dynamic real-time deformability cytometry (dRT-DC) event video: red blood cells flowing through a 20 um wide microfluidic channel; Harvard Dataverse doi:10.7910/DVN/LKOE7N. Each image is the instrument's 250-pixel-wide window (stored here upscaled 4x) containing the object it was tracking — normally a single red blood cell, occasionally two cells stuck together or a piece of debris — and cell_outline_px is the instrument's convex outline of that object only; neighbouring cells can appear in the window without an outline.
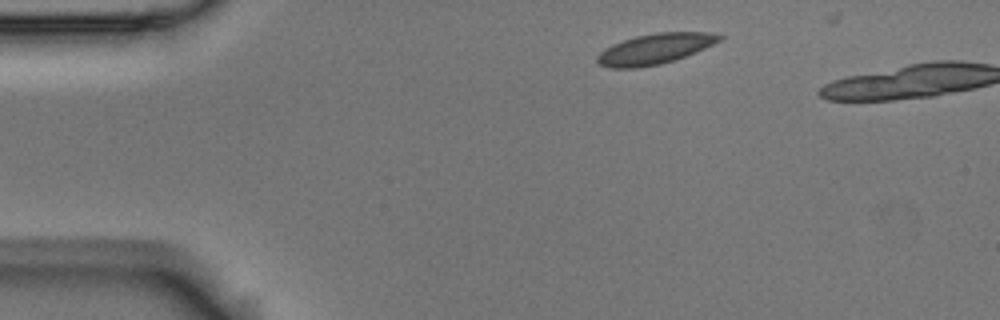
{"species": "Egyptian fruit bat (a non-hibernating species)", "species_latin": "Rousettus aegyptiacus", "temperature_condition": "room temperature", "stored_images_in_passage": 2, "camera_frame_rate_fps": 3000, "um_per_image_px": 0.085, "animal": {"sex": "male"}, "frame": {"image": 1, "passage_image": 1, "time_ms": 0.0, "image_size_px": [1000, 320], "cell_outline_px": [[724, 36], [720, 40], [704, 48], [684, 56], [660, 64], [636, 68], [612, 68], [600, 64], [596, 60], [596, 56], [600, 52], [612, 44], [636, 36], [656, 32], [708, 32]], "centroid_in_image_um": [55.63, 4.15], "position_along_channel_um": 29.4, "area_um2": 21.33}}